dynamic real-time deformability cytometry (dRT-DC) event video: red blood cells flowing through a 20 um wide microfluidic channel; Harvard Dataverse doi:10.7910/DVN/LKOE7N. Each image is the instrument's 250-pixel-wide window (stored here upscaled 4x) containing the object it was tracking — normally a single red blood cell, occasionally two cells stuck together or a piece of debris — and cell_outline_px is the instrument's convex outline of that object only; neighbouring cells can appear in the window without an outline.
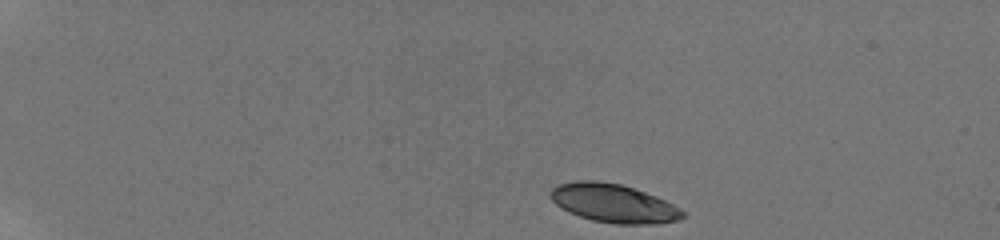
{"species": "human", "species_latin": "Homo sapiens", "temperature_condition": "room temperature", "stored_images_in_passage": 24, "camera_frame_rate_fps": 3000, "um_per_image_px": 0.085, "donor": {"sex": "male"}, "frame": {"image": 1, "passage_image": 1, "time_ms": 0.0, "image_size_px": [1000, 240], "cell_outline_px": [[684, 216], [676, 220], [656, 224], [616, 224], [592, 220], [568, 212], [556, 204], [548, 196], [548, 192], [552, 188], [560, 184], [576, 180], [596, 180], [620, 184], [656, 196], [680, 208], [684, 212]], "centroid_in_image_um": [52.11, 17.27], "position_along_channel_um": 32.9, "area_um2": 29.59}}
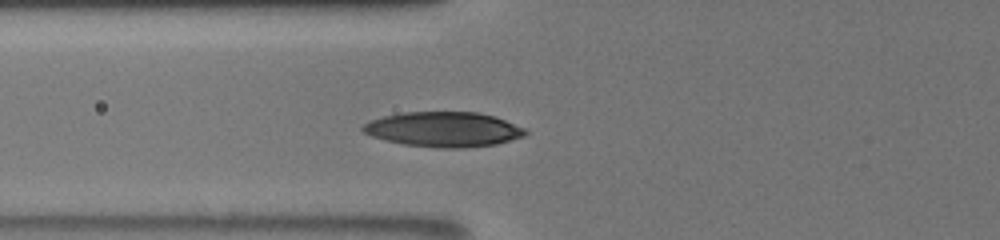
{"frame": {"image": 2, "passage_image": 22, "time_ms": 4.333, "image_size_px": [1000, 240], "cell_outline_px": [[528, 132], [524, 136], [496, 144], [460, 148], [444, 148], [404, 144], [384, 140], [372, 136], [364, 132], [360, 128], [364, 124], [372, 120], [384, 116], [404, 112], [480, 112], [496, 116], [524, 128]], "centroid_in_image_um": [37.72, 10.99], "position_along_channel_um": 88.1, "area_um2": 32.95}}